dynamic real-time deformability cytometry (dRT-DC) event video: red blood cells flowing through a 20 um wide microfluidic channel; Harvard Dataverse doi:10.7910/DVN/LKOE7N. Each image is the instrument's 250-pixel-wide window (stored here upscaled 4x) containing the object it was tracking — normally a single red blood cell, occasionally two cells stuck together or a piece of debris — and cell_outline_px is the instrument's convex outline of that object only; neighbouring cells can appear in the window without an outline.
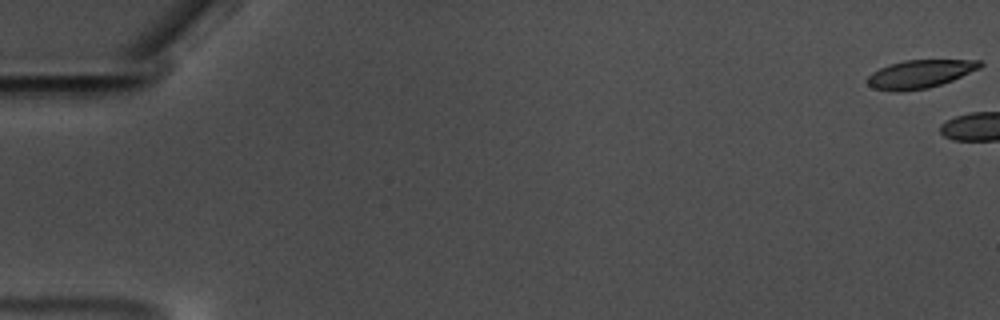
{"species": "common noctule bat (a hibernating species)", "species_latin": "Nyctalus noctula", "temperature_condition": "warm", "stored_images_in_passage": 5, "camera_frame_rate_fps": 3000, "um_per_image_px": 0.085, "animal": {"sex": "male", "body_mass_g": 17.5, "forearm_length_mm": 52.3}, "frame": {"image": 1, "passage_image": 1, "time_ms": 0.0, "image_size_px": [1000, 320], "cell_outline_px": [[984, 64], [980, 68], [952, 80], [928, 88], [900, 92], [892, 92], [872, 88], [864, 80], [872, 72], [888, 64], [904, 60], [980, 60]], "centroid_in_image_um": [78.14, 6.3], "position_along_channel_um": 6.9, "area_um2": 18.67}}